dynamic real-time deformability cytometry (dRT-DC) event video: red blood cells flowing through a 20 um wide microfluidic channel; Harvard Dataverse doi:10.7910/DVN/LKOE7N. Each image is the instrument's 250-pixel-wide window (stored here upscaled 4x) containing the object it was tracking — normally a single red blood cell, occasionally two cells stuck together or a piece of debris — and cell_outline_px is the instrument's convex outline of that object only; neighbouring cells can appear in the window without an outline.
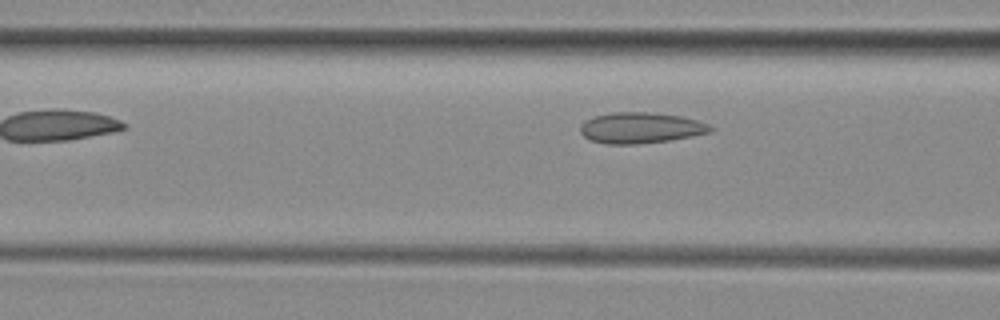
{"species": "common noctule bat (a hibernating species)", "species_latin": "Nyctalus noctula", "temperature_condition": "room temperature", "stored_images_in_passage": 6, "camera_frame_rate_fps": 3000, "um_per_image_px": 0.085, "animal": {"sex": "female", "body_mass_g": 29.2, "forearm_length_mm": 56.3}, "frame": {"image": 1, "passage_image": 5, "time_ms": 4.667, "image_size_px": [1000, 320], "cell_outline_px": [[712, 132], [692, 136], [668, 140], [636, 144], [608, 144], [588, 140], [580, 132], [580, 124], [584, 120], [596, 116], [612, 112], [652, 112], [680, 116], [696, 120], [708, 124], [712, 128]], "centroid_in_image_um": [54.42, 10.86], "position_along_channel_um": 112.2, "area_um2": 23.41}}
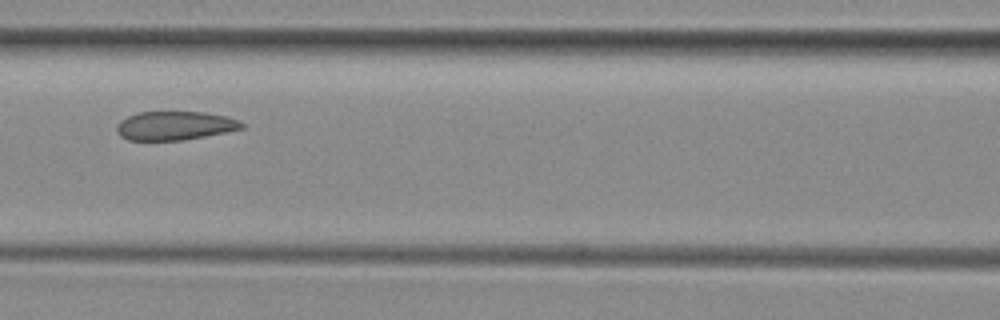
{"frame": {"image": 2, "passage_image": 6, "time_ms": 5.667, "image_size_px": [1000, 320], "cell_outline_px": [[244, 128], [204, 136], [180, 140], [128, 140], [120, 136], [116, 128], [120, 120], [128, 116], [140, 112], [204, 112], [228, 116], [240, 120], [244, 124]], "centroid_in_image_um": [14.87, 10.67], "position_along_channel_um": 151.7, "area_um2": 20.87}}